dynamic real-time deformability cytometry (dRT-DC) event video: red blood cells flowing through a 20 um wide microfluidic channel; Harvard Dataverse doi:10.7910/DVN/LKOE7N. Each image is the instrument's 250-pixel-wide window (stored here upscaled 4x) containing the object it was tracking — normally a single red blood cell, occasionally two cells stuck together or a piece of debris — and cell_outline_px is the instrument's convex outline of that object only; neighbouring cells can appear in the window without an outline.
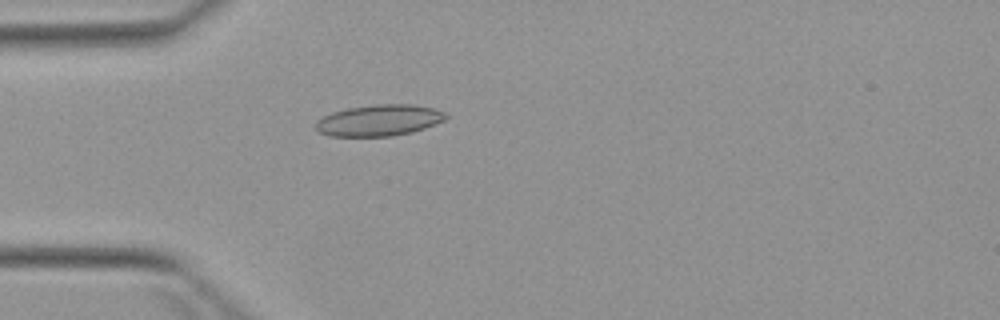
{"species": "Egyptian fruit bat (a non-hibernating species)", "species_latin": "Rousettus aegyptiacus", "temperature_condition": "warm", "stored_images_in_passage": 5, "camera_frame_rate_fps": 3000, "um_per_image_px": 0.085, "animal": {"sex": "female"}, "frame": {"image": 1, "passage_image": 5, "time_ms": 4.667, "image_size_px": [1000, 320], "cell_outline_px": [[448, 116], [444, 120], [424, 128], [412, 132], [392, 136], [328, 136], [320, 132], [316, 128], [316, 120], [332, 112], [348, 108], [376, 104], [412, 104], [436, 108], [444, 112]], "centroid_in_image_um": [32.23, 10.22], "position_along_channel_um": 52.8, "area_um2": 23.7}}